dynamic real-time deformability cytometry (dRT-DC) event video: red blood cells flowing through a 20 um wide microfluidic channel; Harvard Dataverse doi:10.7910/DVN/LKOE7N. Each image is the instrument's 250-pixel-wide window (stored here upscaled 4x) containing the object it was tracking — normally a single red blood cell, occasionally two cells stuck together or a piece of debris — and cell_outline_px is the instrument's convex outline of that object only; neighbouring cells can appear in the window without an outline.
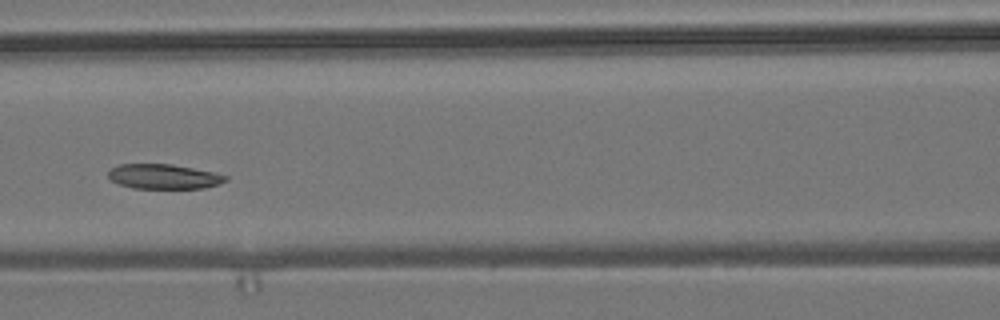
{"species": "common noctule bat (a hibernating species)", "species_latin": "Nyctalus noctula", "temperature_condition": "room temperature", "stored_images_in_passage": 11, "camera_frame_rate_fps": 3000, "um_per_image_px": 0.085, "animal": {"sex": "male", "body_mass_g": 19.2, "forearm_length_mm": 51.8}, "frame": {"image": 1, "passage_image": 8, "time_ms": 2.333, "image_size_px": [1000, 320], "cell_outline_px": [[228, 180], [204, 188], [132, 188], [120, 184], [112, 180], [108, 176], [108, 172], [112, 168], [120, 164], [172, 164], [212, 172], [228, 176]], "centroid_in_image_um": [13.91, 15.0], "position_along_channel_um": 152.7, "area_um2": 16.7}}
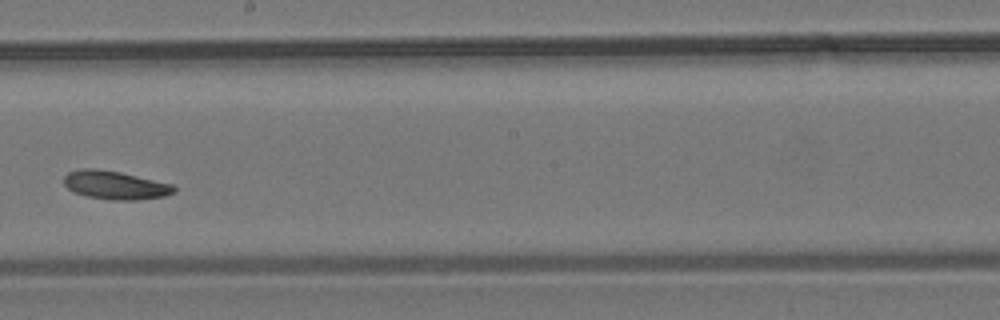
{"frame": {"image": 2, "passage_image": 10, "time_ms": 3.0, "image_size_px": [1000, 320], "cell_outline_px": [[176, 192], [164, 196], [136, 200], [112, 200], [88, 196], [72, 192], [64, 184], [64, 176], [68, 172], [84, 168], [92, 168], [120, 172], [172, 184], [176, 188]], "centroid_in_image_um": [9.78, 15.74], "position_along_channel_um": 238.4, "area_um2": 18.15}}
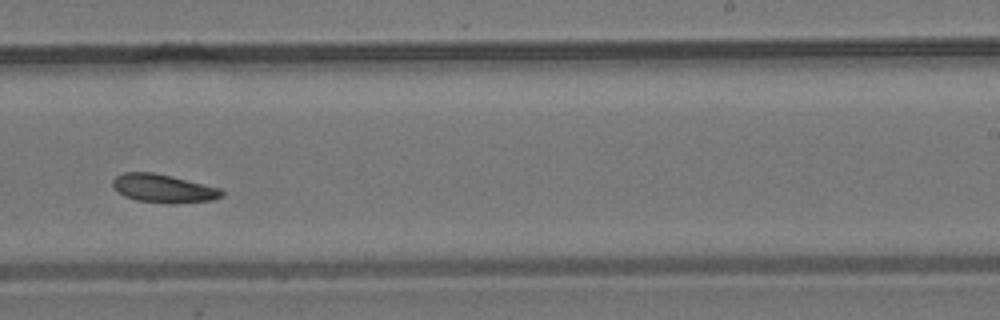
{"frame": {"image": 3, "passage_image": 11, "time_ms": 3.333, "image_size_px": [1000, 320], "cell_outline_px": [[224, 196], [212, 200], [172, 204], [136, 200], [124, 196], [112, 184], [112, 180], [116, 176], [124, 172], [152, 172], [172, 176], [224, 188]], "centroid_in_image_um": [13.96, 16.01], "position_along_channel_um": 275.0, "area_um2": 18.21}}